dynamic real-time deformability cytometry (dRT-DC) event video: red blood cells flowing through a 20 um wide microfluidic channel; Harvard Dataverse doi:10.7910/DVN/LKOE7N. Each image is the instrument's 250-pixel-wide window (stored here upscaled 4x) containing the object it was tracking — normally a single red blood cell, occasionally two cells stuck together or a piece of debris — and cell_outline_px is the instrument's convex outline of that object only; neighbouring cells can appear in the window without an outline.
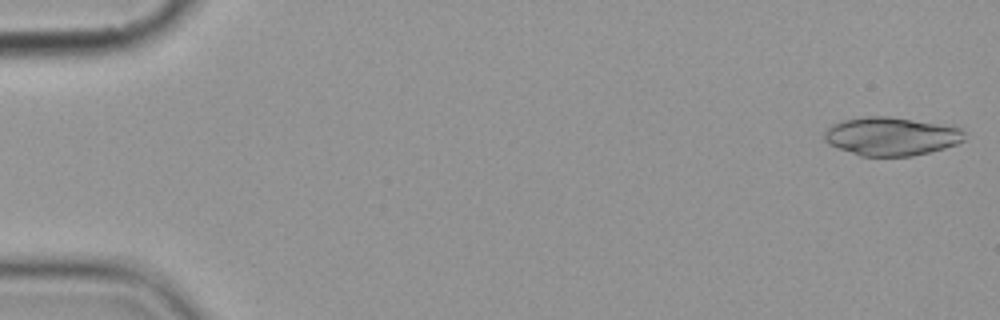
{"species": "common noctule bat (a hibernating species)", "species_latin": "Nyctalus noctula", "temperature_condition": "cold", "stored_images_in_passage": 15, "camera_frame_rate_fps": 3000, "um_per_image_px": 0.085, "animal": {"sex": "female", "body_mass_g": 19.9}, "frame": {"image": 1, "passage_image": 1, "time_ms": 0.0, "image_size_px": [1000, 320], "cell_outline_px": [[964, 140], [956, 144], [944, 148], [912, 156], [860, 156], [828, 144], [824, 140], [824, 132], [832, 124], [844, 120], [864, 116], [888, 116], [952, 124], [960, 128], [964, 132]], "centroid_in_image_um": [75.78, 11.57], "position_along_channel_um": 9.2, "area_um2": 31.73}}